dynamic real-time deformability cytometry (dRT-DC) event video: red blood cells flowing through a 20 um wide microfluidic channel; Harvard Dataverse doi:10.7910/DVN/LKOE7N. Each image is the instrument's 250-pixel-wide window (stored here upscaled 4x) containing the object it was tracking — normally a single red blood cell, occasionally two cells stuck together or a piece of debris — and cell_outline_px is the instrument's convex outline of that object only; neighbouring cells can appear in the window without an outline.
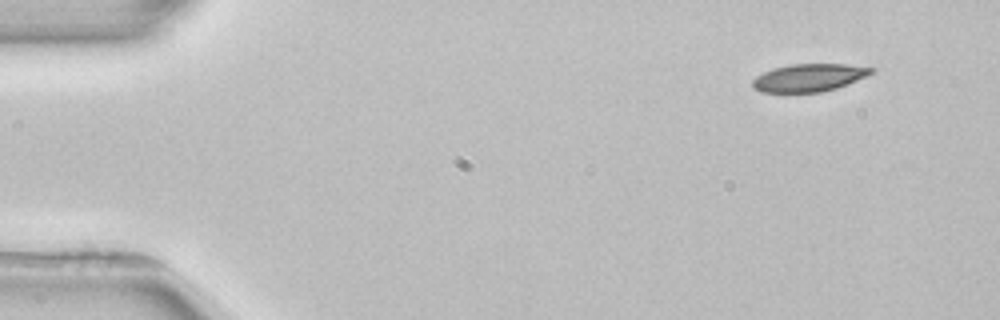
{"species": "common noctule bat (a hibernating species)", "species_latin": "Nyctalus noctula", "temperature_condition": "room temperature", "stored_images_in_passage": 4, "camera_frame_rate_fps": 3000, "um_per_image_px": 0.085, "animal": {"sex": "female", "body_mass_g": 22.7, "forearm_length_mm": 54.2}, "frame": {"image": 1, "passage_image": 1, "time_ms": 0.0, "image_size_px": [1000, 320], "cell_outline_px": [[876, 72], [868, 76], [848, 84], [836, 88], [820, 92], [760, 92], [752, 88], [752, 80], [756, 76], [772, 68], [792, 64], [844, 64], [876, 68]], "centroid_in_image_um": [68.78, 6.6], "position_along_channel_um": 16.2, "area_um2": 19.36}}
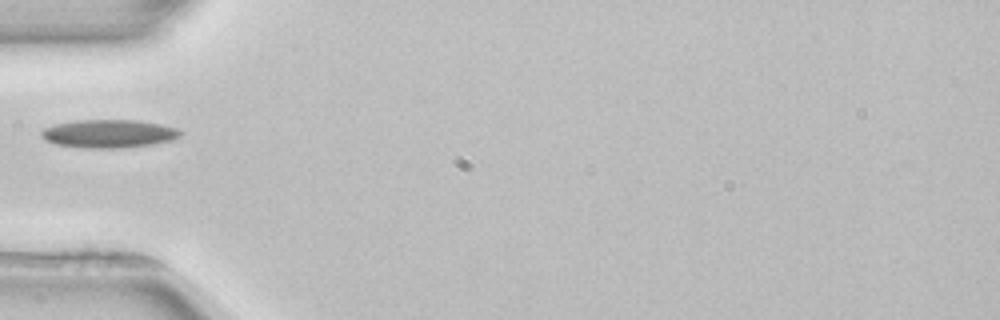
{"frame": {"image": 2, "passage_image": 4, "time_ms": 4.333, "image_size_px": [1000, 320], "cell_outline_px": [[184, 132], [180, 136], [172, 140], [152, 144], [116, 148], [84, 148], [56, 144], [44, 140], [40, 136], [40, 132], [44, 128], [56, 124], [76, 120], [136, 120], [160, 124], [180, 128]], "centroid_in_image_um": [9.26, 11.36], "position_along_channel_um": 75.7, "area_um2": 22.95}}